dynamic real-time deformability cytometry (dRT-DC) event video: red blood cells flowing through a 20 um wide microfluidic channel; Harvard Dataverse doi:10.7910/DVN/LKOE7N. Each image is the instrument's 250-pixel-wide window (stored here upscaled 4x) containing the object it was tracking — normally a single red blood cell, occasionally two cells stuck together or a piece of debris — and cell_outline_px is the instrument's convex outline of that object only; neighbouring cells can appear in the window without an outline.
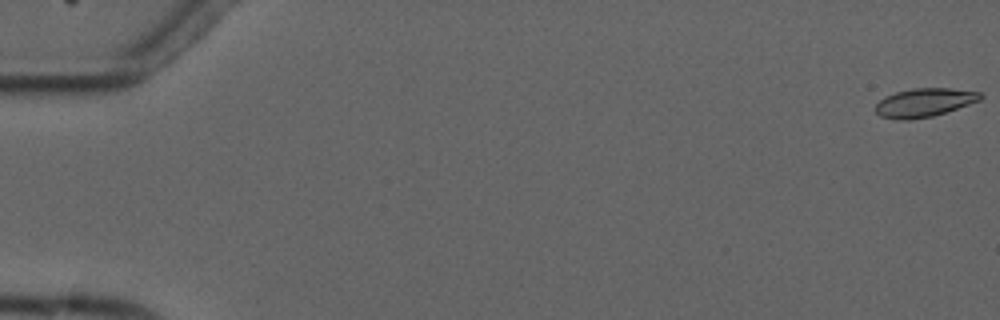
{"species": "common noctule bat (a hibernating species)", "species_latin": "Nyctalus noctula", "temperature_condition": "cold", "stored_images_in_passage": 6, "camera_frame_rate_fps": 3000, "um_per_image_px": 0.085, "animal": {"sex": "male", "forearm_length_mm": 52.5}, "frame": {"image": 1, "passage_image": 1, "time_ms": 0.0, "image_size_px": [1000, 320], "cell_outline_px": [[984, 96], [980, 100], [932, 116], [912, 120], [896, 120], [880, 116], [876, 112], [876, 104], [884, 96], [896, 92], [912, 88], [948, 88], [980, 92]], "centroid_in_image_um": [78.53, 8.72], "position_along_channel_um": 6.5, "area_um2": 17.4}}
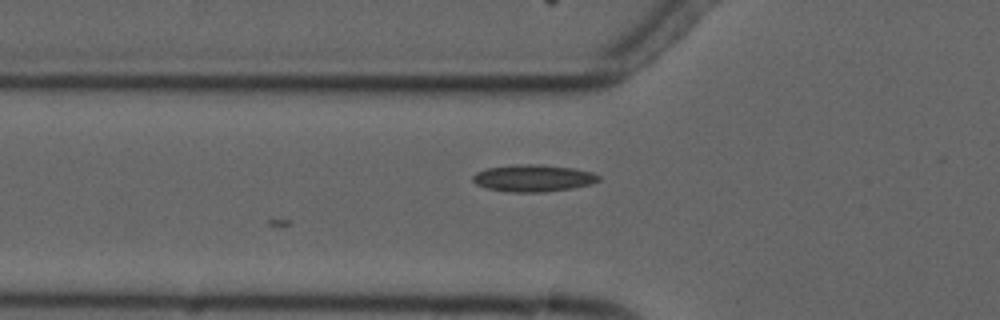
{"frame": {"image": 2, "passage_image": 6, "time_ms": 6.333, "image_size_px": [1000, 320], "cell_outline_px": [[600, 180], [592, 184], [572, 188], [544, 192], [508, 192], [488, 188], [476, 184], [472, 180], [472, 176], [476, 172], [488, 168], [516, 164], [536, 164], [572, 168], [592, 172], [600, 176]], "centroid_in_image_um": [45.33, 15.14], "position_along_channel_um": 80.5, "area_um2": 19.77}}